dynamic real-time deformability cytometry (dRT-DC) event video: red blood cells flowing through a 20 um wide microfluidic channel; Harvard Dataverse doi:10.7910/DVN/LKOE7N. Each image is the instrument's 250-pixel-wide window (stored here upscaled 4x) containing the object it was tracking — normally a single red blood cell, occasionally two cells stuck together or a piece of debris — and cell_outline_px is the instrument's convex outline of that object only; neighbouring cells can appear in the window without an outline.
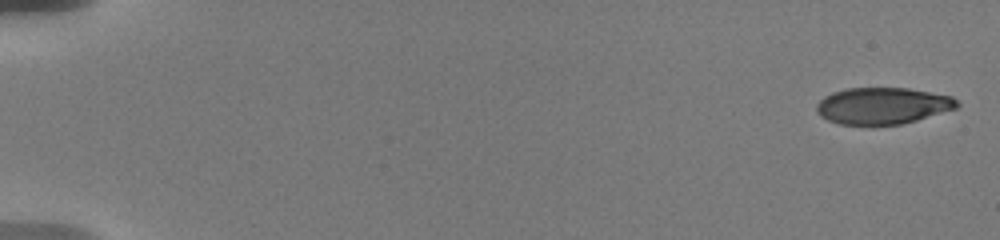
{"species": "human", "species_latin": "Homo sapiens", "temperature_condition": "warm", "stored_images_in_passage": 21, "camera_frame_rate_fps": 3000, "um_per_image_px": 0.085, "donor": {"sex": "male"}, "frame": {"image": 1, "passage_image": 1, "time_ms": 0.0, "image_size_px": [1000, 240], "cell_outline_px": [[960, 104], [956, 108], [916, 120], [900, 124], [840, 124], [828, 120], [820, 116], [816, 112], [816, 104], [824, 96], [832, 92], [848, 88], [908, 88], [952, 96]], "centroid_in_image_um": [75.0, 8.98], "position_along_channel_um": 10.0, "area_um2": 29.77}}
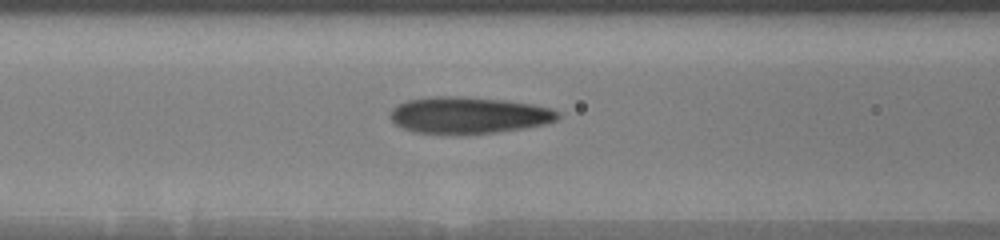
{"frame": {"image": 2, "passage_image": 15, "time_ms": 8.0, "image_size_px": [1000, 240], "cell_outline_px": [[560, 116], [556, 120], [544, 124], [524, 128], [496, 132], [416, 132], [404, 128], [396, 124], [388, 116], [388, 112], [396, 104], [408, 100], [432, 96], [460, 96], [508, 100], [532, 104], [552, 108], [560, 112]], "centroid_in_image_um": [39.84, 9.75], "position_along_channel_um": 126.8, "area_um2": 35.43}}
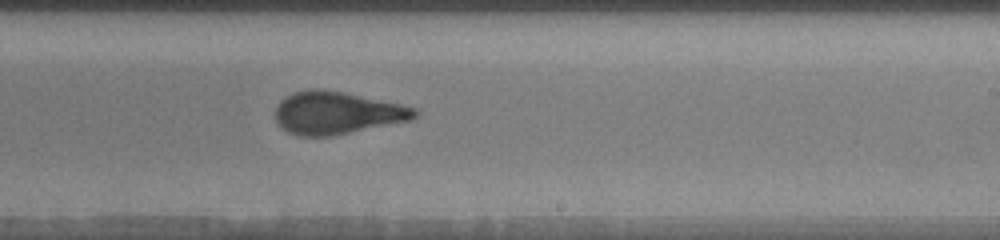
{"frame": {"image": 3, "passage_image": 21, "time_ms": 11.667, "image_size_px": [1000, 240], "cell_outline_px": [[420, 112], [412, 120], [332, 136], [300, 136], [288, 132], [276, 120], [276, 104], [284, 96], [308, 88], [324, 88], [344, 92], [400, 104], [416, 108]], "centroid_in_image_um": [28.64, 9.58], "position_along_channel_um": 260.4, "area_um2": 34.68}}